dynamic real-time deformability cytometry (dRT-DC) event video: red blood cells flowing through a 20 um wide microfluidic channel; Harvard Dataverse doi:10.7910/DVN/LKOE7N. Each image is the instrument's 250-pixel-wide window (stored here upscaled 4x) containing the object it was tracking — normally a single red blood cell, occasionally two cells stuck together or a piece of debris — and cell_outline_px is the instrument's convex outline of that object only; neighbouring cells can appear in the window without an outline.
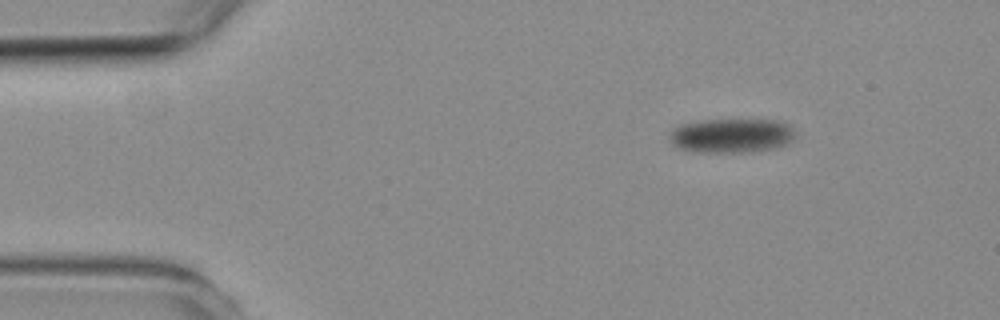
{"species": "common noctule bat (a hibernating species)", "species_latin": "Nyctalus noctula", "temperature_condition": "room temperature", "stored_images_in_passage": 4, "camera_frame_rate_fps": 3000, "um_per_image_px": 0.085, "animal": {"sex": "female", "body_mass_g": 19.3, "forearm_length_mm": 54.1}, "frame": {"image": 1, "passage_image": 1, "time_ms": 0.0, "image_size_px": [1000, 320], "cell_outline_px": [[796, 136], [788, 144], [776, 148], [752, 152], [696, 152], [680, 148], [672, 144], [668, 140], [668, 136], [672, 128], [680, 124], [704, 120], [776, 120], [788, 124], [796, 132]], "centroid_in_image_um": [62.18, 11.53], "position_along_channel_um": 22.8, "area_um2": 25.49}}
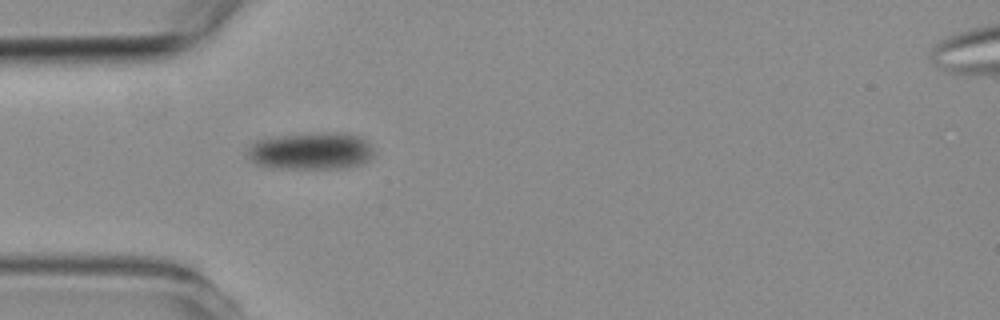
{"frame": {"image": 2, "passage_image": 4, "time_ms": 4.333, "image_size_px": [1000, 320], "cell_outline_px": [[376, 152], [368, 160], [360, 164], [348, 168], [272, 168], [256, 164], [244, 156], [244, 152], [248, 144], [256, 140], [276, 136], [328, 132], [344, 132], [360, 136], [376, 148]], "centroid_in_image_um": [26.41, 12.83], "position_along_channel_um": 58.6, "area_um2": 28.15}}